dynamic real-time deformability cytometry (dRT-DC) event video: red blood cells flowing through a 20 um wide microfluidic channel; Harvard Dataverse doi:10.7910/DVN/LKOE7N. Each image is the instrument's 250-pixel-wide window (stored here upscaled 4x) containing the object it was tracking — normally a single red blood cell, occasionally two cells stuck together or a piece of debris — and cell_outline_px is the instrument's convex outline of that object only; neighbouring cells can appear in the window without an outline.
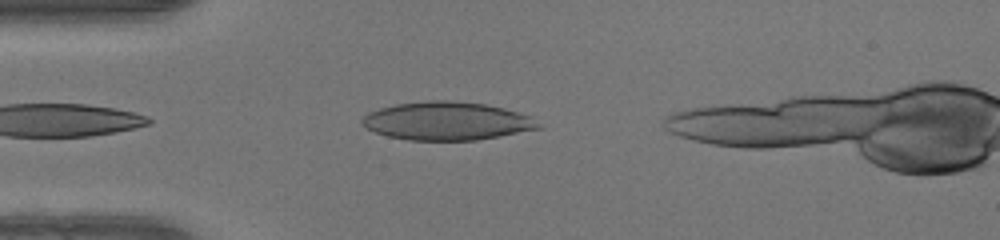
{"species": "human", "species_latin": "Homo sapiens", "temperature_condition": "warm", "stored_images_in_passage": 34, "camera_frame_rate_fps": 3000, "um_per_image_px": 0.085, "donor": {"sex": "female"}, "frame": {"image": 1, "passage_image": 2, "time_ms": 0.333, "image_size_px": [1000, 240], "cell_outline_px": [[544, 128], [500, 136], [476, 140], [408, 140], [388, 136], [376, 132], [360, 124], [360, 120], [368, 112], [380, 108], [396, 104], [428, 100], [448, 100], [484, 104], [504, 108], [532, 116]], "centroid_in_image_um": [38.01, 10.28], "position_along_channel_um": 47.0, "area_um2": 39.42}}
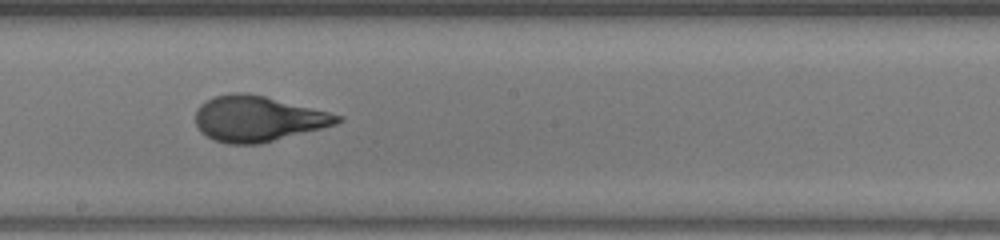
{"frame": {"image": 2, "passage_image": 16, "time_ms": 5.0, "image_size_px": [1000, 240], "cell_outline_px": [[344, 120], [336, 124], [260, 144], [228, 144], [216, 140], [200, 132], [196, 124], [196, 108], [200, 104], [216, 96], [228, 92], [244, 92], [264, 96], [344, 116]], "centroid_in_image_um": [21.9, 10.09], "position_along_channel_um": 226.3, "area_um2": 37.4}}
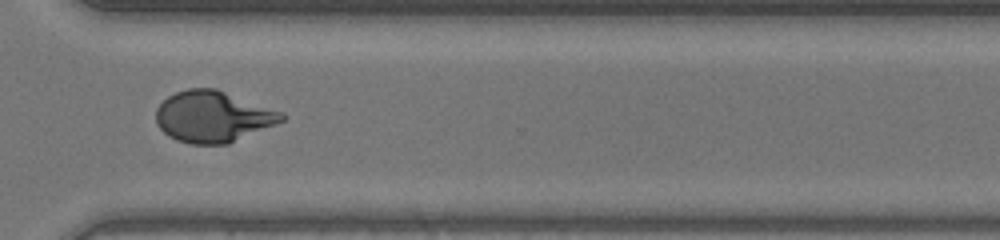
{"frame": {"image": 3, "passage_image": 25, "time_ms": 8.0, "image_size_px": [1000, 240], "cell_outline_px": [[284, 120], [276, 124], [228, 144], [192, 144], [176, 140], [168, 136], [156, 124], [156, 108], [168, 96], [176, 92], [188, 88], [216, 88], [284, 112]], "centroid_in_image_um": [18.1, 9.91], "position_along_channel_um": 352.5, "area_um2": 37.63}, "authors_computed_cell_mechanics": {"area_um2": 37.4544, "velocity_mm_per_s": 4.1892, "shape_relaxation_time_tau1_ms": 8.8946, "shape_relaxation_time_tau2_ms": null, "deformation_change_tau1": 0.3593, "deformation_change_tau2": null}}